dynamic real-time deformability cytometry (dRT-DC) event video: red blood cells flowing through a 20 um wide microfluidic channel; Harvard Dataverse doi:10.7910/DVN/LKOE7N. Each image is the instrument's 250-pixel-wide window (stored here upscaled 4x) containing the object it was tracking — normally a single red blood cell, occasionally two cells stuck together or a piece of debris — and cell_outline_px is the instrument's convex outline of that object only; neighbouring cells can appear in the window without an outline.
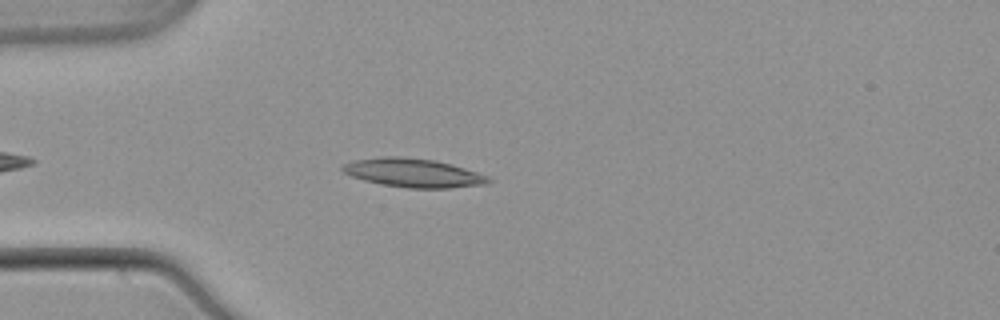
{"species": "common noctule bat (a hibernating species)", "species_latin": "Nyctalus noctula", "temperature_condition": "warm", "stored_images_in_passage": 38, "camera_frame_rate_fps": 3000, "um_per_image_px": 0.085, "animal": {"sex": "male", "body_mass_g": 21.5, "forearm_length_mm": 52.0}, "frame": {"image": 1, "passage_image": 6, "time_ms": 1.667, "image_size_px": [1000, 320], "cell_outline_px": [[492, 180], [488, 184], [452, 188], [408, 188], [380, 184], [364, 180], [352, 176], [344, 172], [340, 168], [344, 164], [352, 160], [380, 156], [400, 156], [436, 160], [452, 164], [488, 176]], "centroid_in_image_um": [35.13, 14.69], "position_along_channel_um": 49.9, "area_um2": 24.62}}
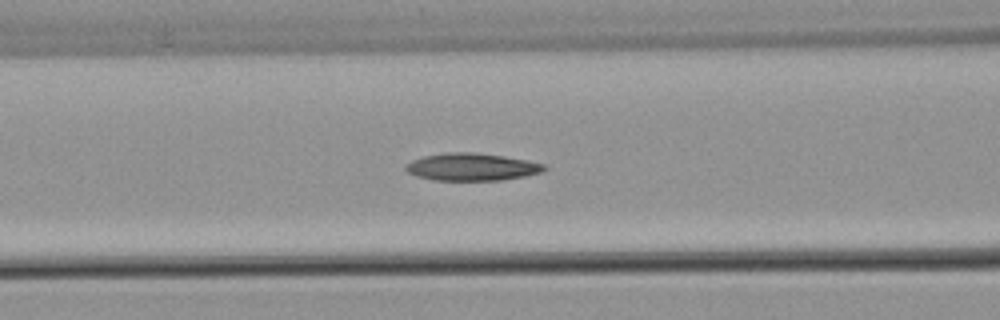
{"frame": {"image": 2, "passage_image": 13, "time_ms": 4.0, "image_size_px": [1000, 320], "cell_outline_px": [[548, 168], [540, 172], [524, 176], [500, 180], [432, 180], [416, 176], [408, 172], [404, 168], [412, 160], [424, 156], [448, 152], [472, 152], [504, 156], [544, 164]], "centroid_in_image_um": [40.07, 14.19], "position_along_channel_um": 126.5, "area_um2": 21.91}}
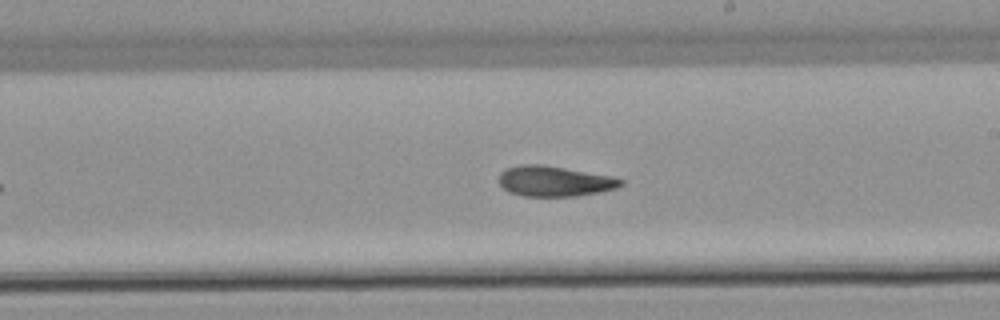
{"frame": {"image": 3, "passage_image": 22, "time_ms": 7.0, "image_size_px": [1000, 320], "cell_outline_px": [[624, 184], [616, 188], [600, 192], [576, 196], [524, 196], [508, 192], [500, 184], [500, 172], [508, 168], [520, 164], [540, 164], [612, 176], [624, 180]], "centroid_in_image_um": [47.14, 15.4], "position_along_channel_um": 241.9, "area_um2": 21.5}, "authors_computed_cell_mechanics": {"area_um2": 21.7039, "velocity_mm_per_s": 3.8551, "shape_relaxation_time_tau1_ms": 9.2034, "shape_relaxation_time_tau2_ms": 5.125, "deformation_change_tau1": 0.2564, "deformation_change_tau2": 0.136}}